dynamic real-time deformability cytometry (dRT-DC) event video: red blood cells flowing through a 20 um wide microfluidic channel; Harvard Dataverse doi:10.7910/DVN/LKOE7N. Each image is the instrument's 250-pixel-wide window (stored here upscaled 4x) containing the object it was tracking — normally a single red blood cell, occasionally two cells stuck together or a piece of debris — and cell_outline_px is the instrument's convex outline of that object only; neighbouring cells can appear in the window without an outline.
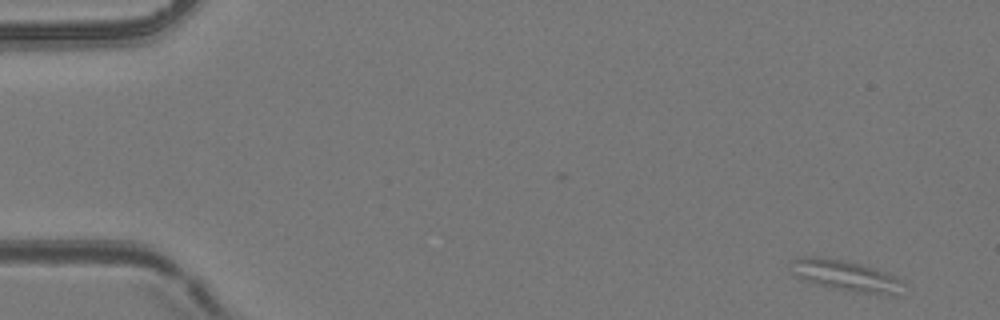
{"species": "common noctule bat (a hibernating species)", "species_latin": "Nyctalus noctula", "temperature_condition": "room temperature", "stored_images_in_passage": 4, "camera_frame_rate_fps": 3000, "um_per_image_px": 0.085, "animal": {"sex": "female", "body_mass_g": 24.6, "forearm_length_mm": 56.2}, "frame": {"image": 1, "passage_image": 1, "time_ms": 0.0, "image_size_px": [1000, 320], "cell_outline_px": [[904, 284], [892, 296], [884, 296], [852, 292], [804, 280], [796, 276], [792, 272], [792, 260], [800, 256], [820, 256], [860, 264], [896, 276], [904, 280]], "centroid_in_image_um": [71.91, 23.44], "position_along_channel_um": 13.1, "area_um2": 20.06}}
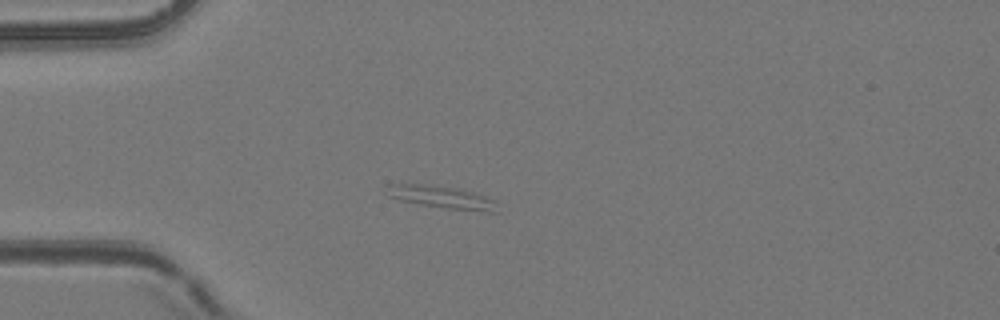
{"frame": {"image": 2, "passage_image": 4, "time_ms": 1.0, "image_size_px": [1000, 320], "cell_outline_px": [[500, 212], [488, 212], [448, 208], [420, 204], [400, 200], [388, 196], [388, 184], [420, 184], [460, 188], [484, 196], [492, 200]], "centroid_in_image_um": [37.56, 16.76], "position_along_channel_um": 47.4, "area_um2": 14.16}}